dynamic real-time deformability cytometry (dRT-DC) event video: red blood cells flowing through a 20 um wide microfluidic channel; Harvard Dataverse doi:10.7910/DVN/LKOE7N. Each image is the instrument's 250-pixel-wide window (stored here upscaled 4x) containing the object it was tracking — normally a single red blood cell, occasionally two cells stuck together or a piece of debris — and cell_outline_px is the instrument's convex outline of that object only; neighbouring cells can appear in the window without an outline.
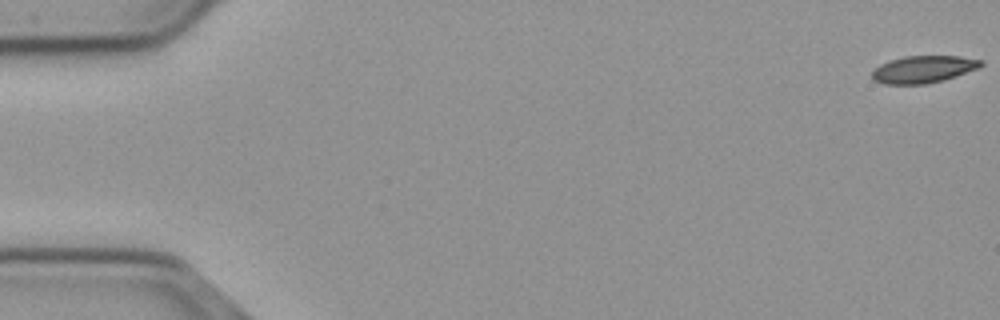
{"species": "common noctule bat (a hibernating species)", "species_latin": "Nyctalus noctula", "temperature_condition": "cold", "stored_images_in_passage": 56, "camera_frame_rate_fps": 3000, "um_per_image_px": 0.085, "animal": {"sex": "male", "body_mass_g": 23.1, "forearm_length_mm": 52.7}, "frame": {"image": 1, "passage_image": 1, "time_ms": 0.0, "image_size_px": [1000, 320], "cell_outline_px": [[984, 64], [980, 68], [944, 80], [924, 84], [884, 84], [872, 80], [872, 72], [880, 64], [888, 60], [904, 56], [960, 56], [984, 60]], "centroid_in_image_um": [78.51, 5.88], "position_along_channel_um": 6.5, "area_um2": 17.46}}
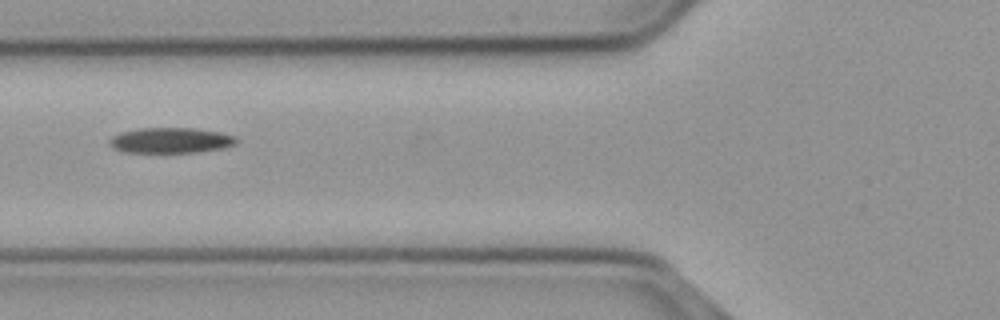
{"frame": {"image": 2, "passage_image": 22, "time_ms": 7.0, "image_size_px": [1000, 320], "cell_outline_px": [[236, 144], [224, 148], [196, 152], [124, 152], [112, 148], [108, 144], [108, 140], [112, 136], [120, 132], [136, 128], [196, 128], [220, 132], [236, 136]], "centroid_in_image_um": [14.48, 11.92], "position_along_channel_um": 111.3, "area_um2": 19.02}}
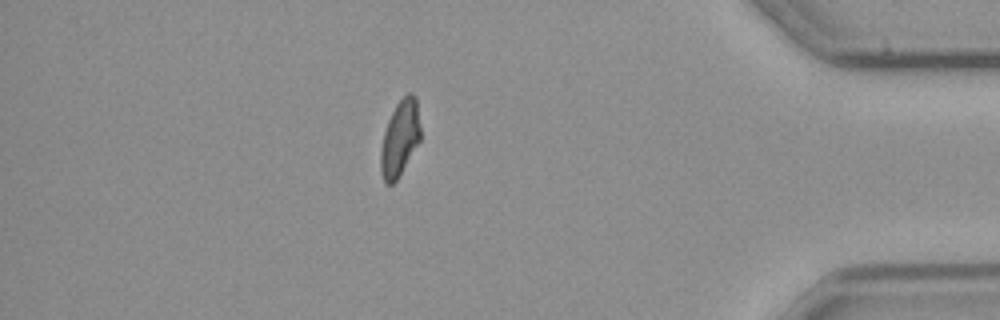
{"frame": {"image": 3, "passage_image": 49, "time_ms": 16.0, "image_size_px": [1000, 320], "cell_outline_px": [[420, 140], [396, 180], [392, 184], [384, 184], [380, 172], [380, 152], [384, 132], [388, 120], [396, 104], [408, 92], [412, 92], [416, 96], [420, 128]], "centroid_in_image_um": [33.97, 11.75], "position_along_channel_um": 401.2, "area_um2": 17.46}, "authors_computed_cell_mechanics": {"area_um2": 18.5538, "velocity_mm_per_s": 3.6877, "shape_relaxation_time_tau1_ms": 8.7686, "shape_relaxation_time_tau2_ms": 7.093, "deformation_change_tau1": 0.1822, "deformation_change_tau2": 0.1381}}